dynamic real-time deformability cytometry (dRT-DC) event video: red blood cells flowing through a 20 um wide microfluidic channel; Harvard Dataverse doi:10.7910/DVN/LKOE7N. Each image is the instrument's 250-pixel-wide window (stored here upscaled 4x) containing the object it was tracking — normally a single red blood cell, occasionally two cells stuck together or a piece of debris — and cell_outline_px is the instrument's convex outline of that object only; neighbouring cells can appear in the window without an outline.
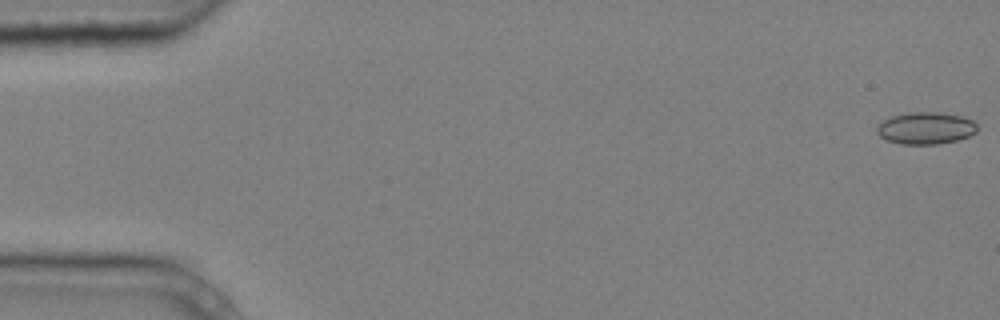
{"species": "common noctule bat (a hibernating species)", "species_latin": "Nyctalus noctula", "temperature_condition": "cold", "stored_images_in_passage": 5, "camera_frame_rate_fps": 3000, "um_per_image_px": 0.085, "animal": {"sex": "male", "body_mass_g": 20.4}, "frame": {"image": 1, "passage_image": 1, "time_ms": 0.0, "image_size_px": [1000, 320], "cell_outline_px": [[976, 132], [968, 136], [956, 140], [936, 144], [900, 144], [888, 140], [880, 136], [876, 132], [876, 128], [884, 120], [892, 116], [908, 112], [944, 112], [960, 116], [972, 120], [976, 124]], "centroid_in_image_um": [78.68, 10.88], "position_along_channel_um": 6.3, "area_um2": 18.61}}
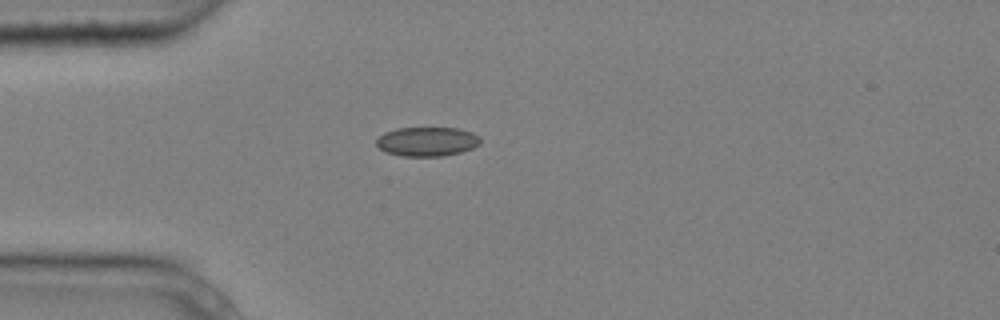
{"frame": {"image": 2, "passage_image": 5, "time_ms": 1.333, "image_size_px": [1000, 320], "cell_outline_px": [[480, 144], [472, 148], [460, 152], [444, 156], [400, 156], [388, 152], [380, 148], [376, 144], [376, 140], [384, 132], [396, 128], [460, 128], [472, 132], [480, 136]], "centroid_in_image_um": [36.32, 12.02], "position_along_channel_um": 48.7, "area_um2": 17.74}}